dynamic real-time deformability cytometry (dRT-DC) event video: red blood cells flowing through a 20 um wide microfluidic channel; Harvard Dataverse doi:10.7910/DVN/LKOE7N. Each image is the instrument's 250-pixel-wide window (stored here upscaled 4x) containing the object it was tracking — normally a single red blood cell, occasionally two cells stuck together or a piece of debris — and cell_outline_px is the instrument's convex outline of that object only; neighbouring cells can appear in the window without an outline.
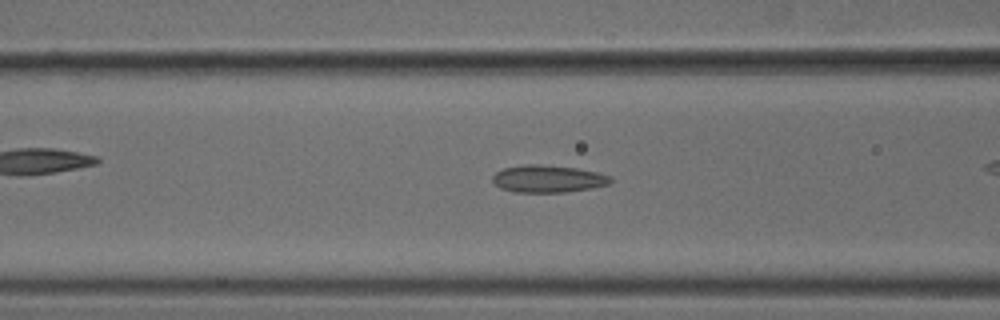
{"species": "common noctule bat (a hibernating species)", "species_latin": "Nyctalus noctula", "temperature_condition": "cold", "stored_images_in_passage": 42, "camera_frame_rate_fps": 3000, "um_per_image_px": 0.085, "animal": {"sex": "male", "body_mass_g": 18.8}, "frame": {"image": 1, "passage_image": 21, "time_ms": 6.667, "image_size_px": [1000, 320], "cell_outline_px": [[612, 180], [608, 184], [592, 188], [564, 192], [512, 192], [500, 188], [492, 180], [492, 176], [496, 172], [504, 168], [524, 164], [540, 164], [576, 168], [596, 172], [608, 176]], "centroid_in_image_um": [46.53, 15.2], "position_along_channel_um": 120.1, "area_um2": 18.67}}
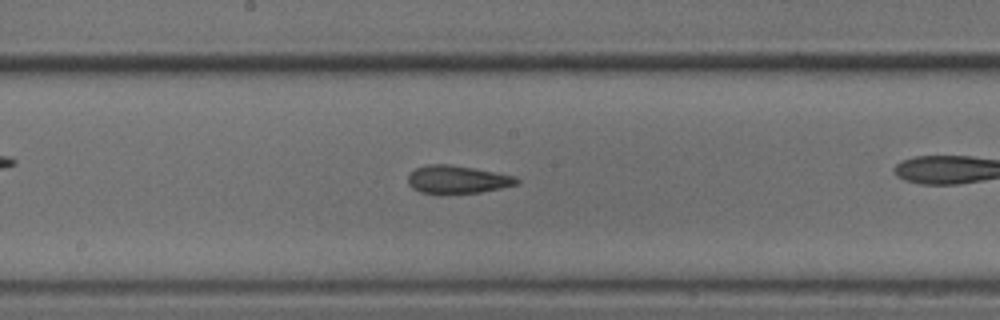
{"frame": {"image": 2, "passage_image": 28, "time_ms": 9.0, "image_size_px": [1000, 320], "cell_outline_px": [[520, 180], [516, 184], [500, 188], [480, 192], [444, 196], [440, 196], [420, 192], [412, 188], [408, 184], [408, 176], [416, 168], [428, 164], [448, 164], [496, 172], [516, 176]], "centroid_in_image_um": [38.83, 15.29], "position_along_channel_um": 209.4, "area_um2": 18.15}}
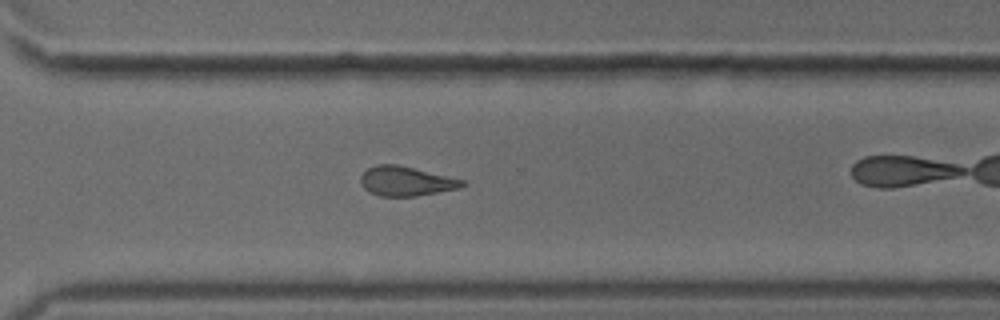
{"frame": {"image": 3, "passage_image": 38, "time_ms": 12.333, "image_size_px": [1000, 320], "cell_outline_px": [[468, 184], [460, 188], [416, 196], [380, 196], [368, 192], [360, 184], [360, 176], [368, 168], [376, 164], [396, 164], [464, 180]], "centroid_in_image_um": [34.49, 15.4], "position_along_channel_um": 336.1, "area_um2": 17.46}}